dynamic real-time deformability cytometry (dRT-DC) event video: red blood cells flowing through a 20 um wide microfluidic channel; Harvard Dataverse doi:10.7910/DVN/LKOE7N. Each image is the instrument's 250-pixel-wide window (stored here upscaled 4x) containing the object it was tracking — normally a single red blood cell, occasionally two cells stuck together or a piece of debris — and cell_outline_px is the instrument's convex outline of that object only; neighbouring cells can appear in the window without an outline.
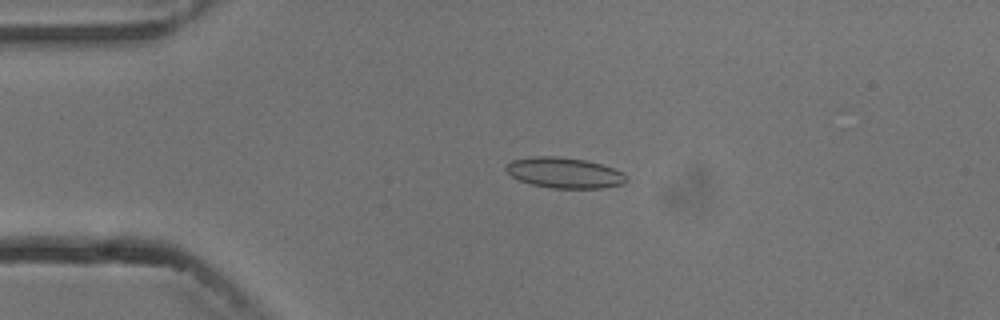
{"species": "common noctule bat (a hibernating species)", "species_latin": "Nyctalus noctula", "temperature_condition": "cold", "stored_images_in_passage": 3, "camera_frame_rate_fps": 3000, "um_per_image_px": 0.085, "animal": {"sex": "male", "body_mass_g": 13.3}, "frame": {"image": 1, "passage_image": 2, "time_ms": 1.0, "image_size_px": [1000, 320], "cell_outline_px": [[628, 180], [624, 184], [604, 188], [552, 188], [532, 184], [520, 180], [512, 176], [504, 168], [512, 160], [532, 156], [560, 156], [588, 160], [624, 172]], "centroid_in_image_um": [48.01, 14.68], "position_along_channel_um": 37.0, "area_um2": 21.56}}